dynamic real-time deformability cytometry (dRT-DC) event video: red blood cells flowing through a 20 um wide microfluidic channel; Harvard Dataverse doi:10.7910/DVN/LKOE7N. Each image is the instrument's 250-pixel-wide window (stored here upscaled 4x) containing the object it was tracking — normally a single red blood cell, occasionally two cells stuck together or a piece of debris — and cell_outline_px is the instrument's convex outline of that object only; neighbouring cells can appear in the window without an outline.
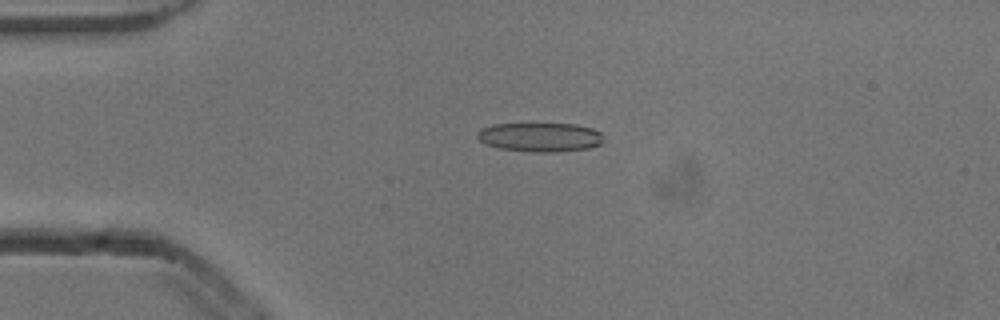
{"species": "common noctule bat (a hibernating species)", "species_latin": "Nyctalus noctula", "temperature_condition": "cold", "stored_images_in_passage": 5, "camera_frame_rate_fps": 3000, "um_per_image_px": 0.085, "animal": {"sex": "male", "body_mass_g": 13.3}, "frame": {"image": 1, "passage_image": 4, "time_ms": 1.0, "image_size_px": [1000, 320], "cell_outline_px": [[600, 144], [588, 148], [552, 152], [532, 152], [500, 148], [484, 144], [476, 136], [476, 132], [480, 128], [492, 124], [576, 124], [592, 128], [600, 132]], "centroid_in_image_um": [45.83, 11.65], "position_along_channel_um": 39.2, "area_um2": 21.27}}